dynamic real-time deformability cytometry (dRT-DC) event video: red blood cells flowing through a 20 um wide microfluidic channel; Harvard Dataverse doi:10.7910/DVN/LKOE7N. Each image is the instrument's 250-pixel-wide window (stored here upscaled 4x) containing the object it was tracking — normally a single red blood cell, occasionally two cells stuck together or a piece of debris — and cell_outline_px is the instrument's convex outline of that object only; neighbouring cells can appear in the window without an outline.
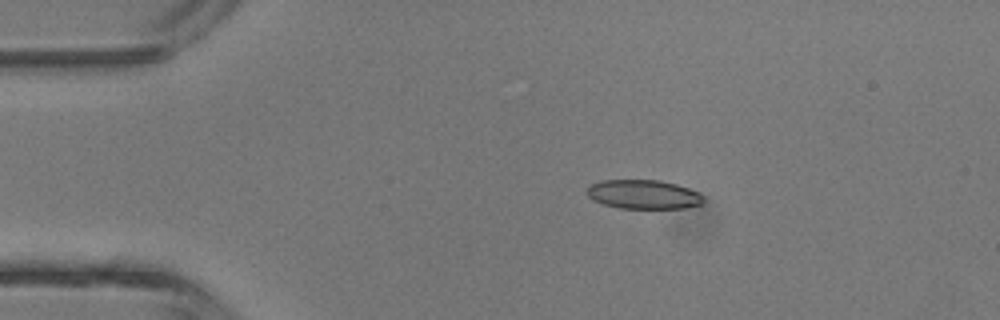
{"species": "common noctule bat (a hibernating species)", "species_latin": "Nyctalus noctula", "temperature_condition": "room temperature", "stored_images_in_passage": 4, "camera_frame_rate_fps": 3000, "um_per_image_px": 0.085, "animal": {"sex": "male", "body_mass_g": 13.3}, "frame": {"image": 1, "passage_image": 3, "time_ms": 2.333, "image_size_px": [1000, 320], "cell_outline_px": [[704, 200], [700, 204], [684, 208], [620, 208], [604, 204], [592, 200], [588, 196], [588, 188], [592, 184], [600, 180], [660, 180], [676, 184], [688, 188], [704, 196]], "centroid_in_image_um": [54.69, 16.52], "position_along_channel_um": 30.3, "area_um2": 19.59}}
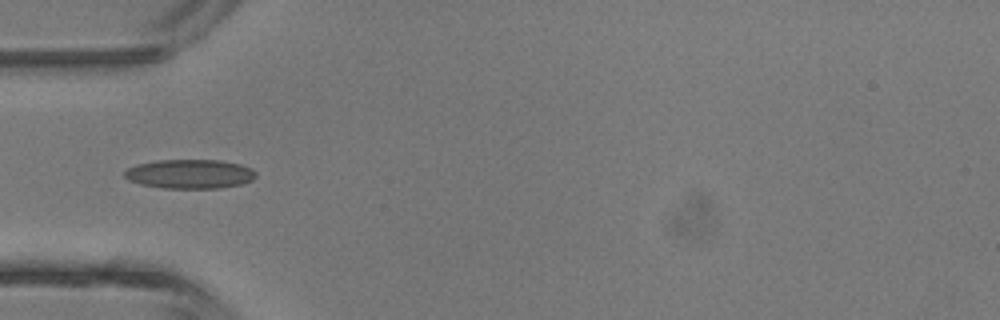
{"frame": {"image": 2, "passage_image": 4, "time_ms": 4.333, "image_size_px": [1000, 320], "cell_outline_px": [[256, 176], [252, 180], [240, 184], [220, 188], [164, 188], [140, 184], [128, 180], [124, 176], [124, 172], [128, 168], [136, 164], [156, 160], [220, 160], [240, 164], [252, 168], [256, 172]], "centroid_in_image_um": [16.13, 14.78], "position_along_channel_um": 68.9, "area_um2": 22.43}}